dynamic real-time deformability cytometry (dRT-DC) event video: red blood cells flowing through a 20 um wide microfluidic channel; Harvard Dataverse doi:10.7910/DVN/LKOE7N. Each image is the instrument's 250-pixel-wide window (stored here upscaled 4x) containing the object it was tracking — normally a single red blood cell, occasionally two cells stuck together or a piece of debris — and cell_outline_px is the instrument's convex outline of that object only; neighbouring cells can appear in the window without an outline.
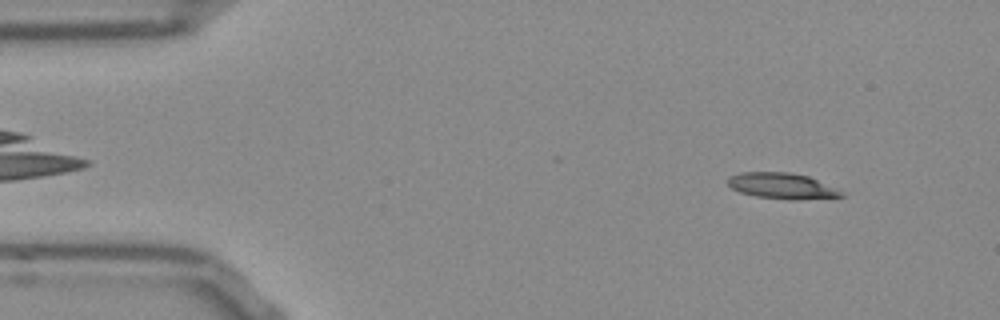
{"species": "Egyptian fruit bat (a non-hibernating species)", "species_latin": "Rousettus aegyptiacus", "temperature_condition": "room temperature", "stored_images_in_passage": 52, "camera_frame_rate_fps": 3000, "um_per_image_px": 0.085, "frame": {"image": 1, "passage_image": 5, "time_ms": 1.333, "image_size_px": [1000, 320], "cell_outline_px": [[844, 196], [792, 200], [756, 196], [740, 192], [732, 188], [728, 184], [728, 176], [740, 172], [788, 172], [808, 176], [844, 192]], "centroid_in_image_um": [66.43, 15.79], "position_along_channel_um": 18.6, "area_um2": 16.94}}
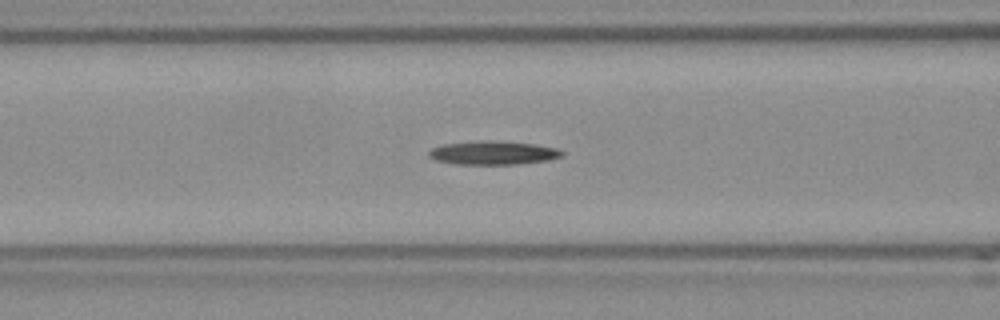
{"frame": {"image": 2, "passage_image": 20, "time_ms": 6.333, "image_size_px": [1000, 320], "cell_outline_px": [[564, 156], [548, 160], [516, 164], [456, 164], [436, 160], [428, 156], [428, 152], [432, 148], [444, 144], [488, 140], [536, 144], [556, 148], [564, 152]], "centroid_in_image_um": [41.93, 12.99], "position_along_channel_um": 124.7, "area_um2": 18.21}}
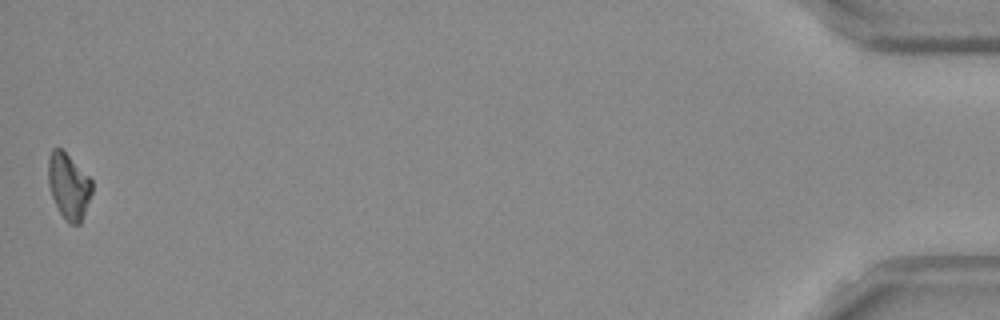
{"frame": {"image": 3, "passage_image": 52, "time_ms": 17.0, "image_size_px": [1000, 320], "cell_outline_px": [[92, 192], [80, 224], [68, 224], [64, 220], [52, 196], [48, 184], [48, 156], [52, 148], [60, 148], [92, 180]], "centroid_in_image_um": [5.82, 15.84], "position_along_channel_um": 429.4, "area_um2": 16.53}}